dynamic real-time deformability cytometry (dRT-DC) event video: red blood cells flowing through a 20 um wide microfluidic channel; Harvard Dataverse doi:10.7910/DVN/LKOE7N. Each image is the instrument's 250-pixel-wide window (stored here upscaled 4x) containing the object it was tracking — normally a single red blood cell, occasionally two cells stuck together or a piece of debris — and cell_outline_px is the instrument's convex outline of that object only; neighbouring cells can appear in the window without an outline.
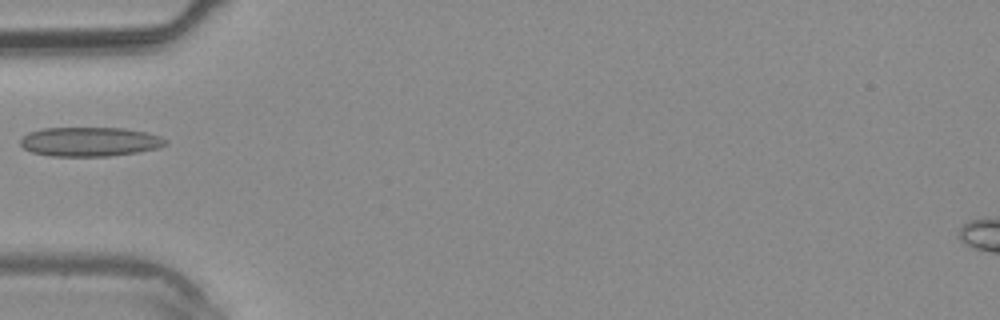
{"species": "common noctule bat (a hibernating species)", "species_latin": "Nyctalus noctula", "temperature_condition": "warm", "stored_images_in_passage": 26, "camera_frame_rate_fps": 3000, "um_per_image_px": 0.085, "animal": {"sex": "male", "body_mass_g": 20.4}, "frame": {"image": 1, "passage_image": 1, "time_ms": 0.0, "image_size_px": [1000, 320], "cell_outline_px": [[168, 144], [160, 148], [136, 152], [108, 156], [52, 156], [32, 152], [24, 148], [20, 144], [20, 140], [28, 132], [44, 128], [124, 128], [144, 132], [160, 136], [168, 140]], "centroid_in_image_um": [7.65, 12.04], "position_along_channel_um": 77.3, "area_um2": 24.74}}
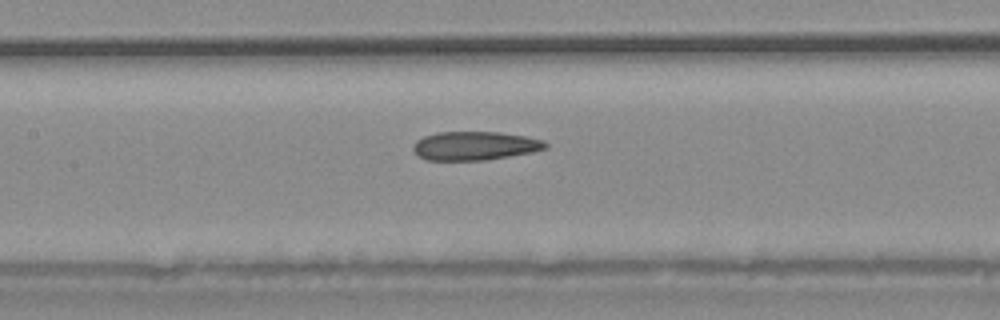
{"frame": {"image": 2, "passage_image": 6, "time_ms": 1.667, "image_size_px": [1000, 320], "cell_outline_px": [[548, 148], [532, 152], [484, 160], [424, 160], [412, 148], [416, 140], [424, 136], [436, 132], [500, 132], [524, 136], [544, 140], [548, 144]], "centroid_in_image_um": [40.36, 12.39], "position_along_channel_um": 167.0, "area_um2": 22.08}}
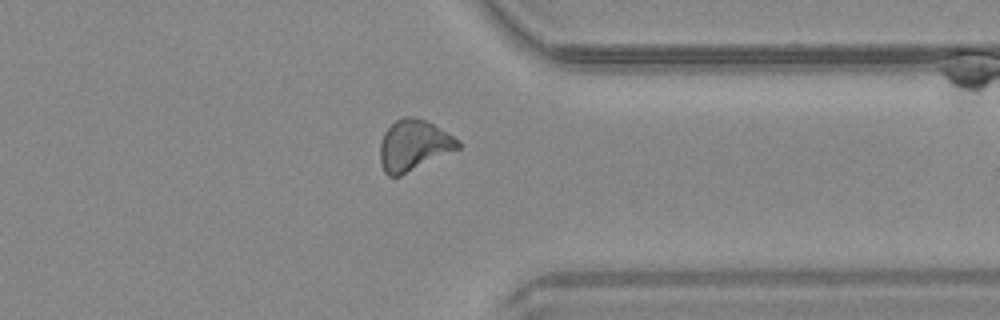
{"frame": {"image": 3, "passage_image": 18, "time_ms": 5.667, "image_size_px": [1000, 320], "cell_outline_px": [[464, 144], [460, 148], [400, 176], [388, 176], [384, 172], [380, 164], [380, 144], [384, 132], [396, 120], [404, 116], [416, 116], [432, 124], [460, 140]], "centroid_in_image_um": [35.16, 12.35], "position_along_channel_um": 376.2, "area_um2": 23.12}}